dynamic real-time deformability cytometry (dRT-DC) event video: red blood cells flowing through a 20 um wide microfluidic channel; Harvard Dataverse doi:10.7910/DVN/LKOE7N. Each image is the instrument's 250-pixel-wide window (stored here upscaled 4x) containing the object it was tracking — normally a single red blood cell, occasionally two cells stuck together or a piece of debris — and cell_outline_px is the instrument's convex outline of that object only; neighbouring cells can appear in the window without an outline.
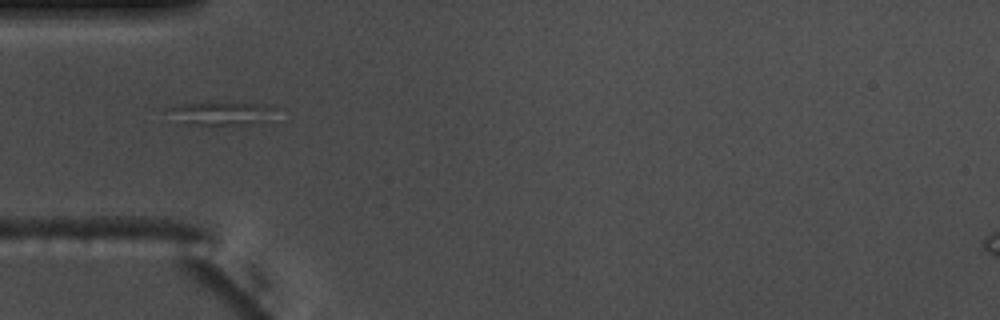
{"species": "common noctule bat (a hibernating species)", "species_latin": "Nyctalus noctula", "temperature_condition": "warm", "stored_images_in_passage": 17, "camera_frame_rate_fps": 3000, "um_per_image_px": 0.085, "animal": {"sex": "male", "body_mass_g": 17.5, "forearm_length_mm": 52.3}, "frame": {"image": 1, "passage_image": 1, "time_ms": 0.0, "image_size_px": [1000, 320], "cell_outline_px": [[276, 108], [268, 120], [252, 124], [180, 124], [164, 108], [176, 104], [252, 104]], "centroid_in_image_um": [18.69, 9.66], "position_along_channel_um": 66.3, "area_um2": 13.93}}